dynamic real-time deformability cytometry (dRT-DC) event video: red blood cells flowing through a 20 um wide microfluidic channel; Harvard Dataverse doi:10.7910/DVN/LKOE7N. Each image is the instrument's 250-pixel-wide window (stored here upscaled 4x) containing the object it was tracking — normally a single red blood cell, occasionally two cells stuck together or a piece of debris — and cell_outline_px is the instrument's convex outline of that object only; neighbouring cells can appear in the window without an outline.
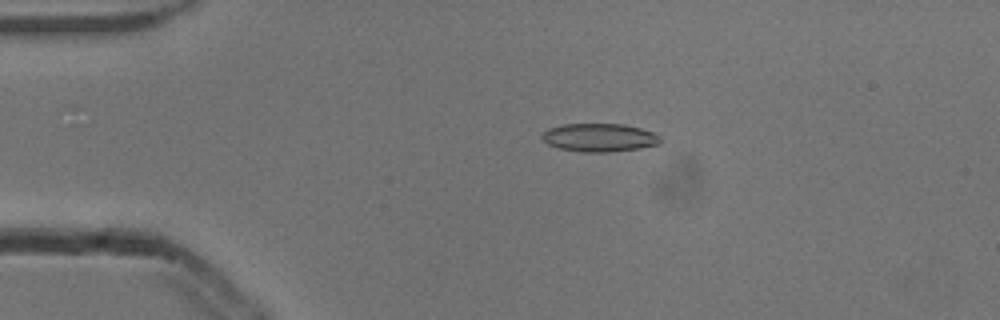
{"species": "common noctule bat (a hibernating species)", "species_latin": "Nyctalus noctula", "temperature_condition": "cold", "stored_images_in_passage": 53, "camera_frame_rate_fps": 3000, "um_per_image_px": 0.085, "animal": {"sex": "male", "body_mass_g": 13.3}, "frame": {"image": 1, "passage_image": 11, "time_ms": 3.333, "image_size_px": [1000, 320], "cell_outline_px": [[660, 144], [636, 148], [608, 152], [580, 152], [560, 148], [548, 144], [540, 136], [548, 128], [564, 124], [624, 124], [640, 128], [652, 132], [660, 136]], "centroid_in_image_um": [50.93, 11.69], "position_along_channel_um": 34.1, "area_um2": 19.31}}
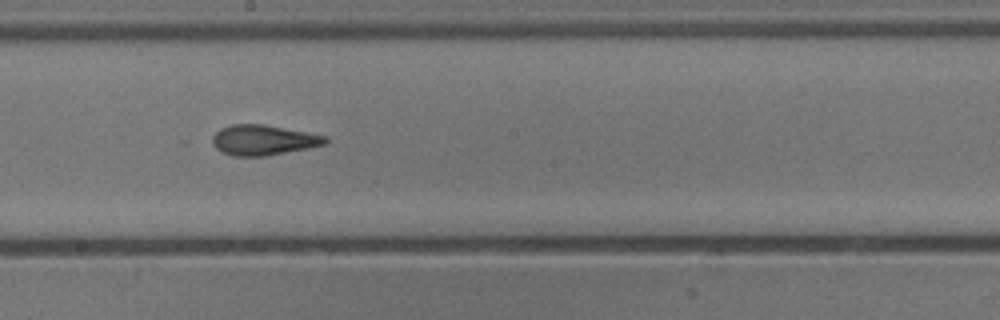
{"frame": {"image": 2, "passage_image": 29, "time_ms": 9.333, "image_size_px": [1000, 320], "cell_outline_px": [[328, 140], [324, 144], [308, 148], [264, 156], [232, 156], [220, 152], [212, 144], [212, 136], [220, 128], [232, 124], [264, 124], [328, 136]], "centroid_in_image_um": [22.35, 11.9], "position_along_channel_um": 225.9, "area_um2": 19.94}}
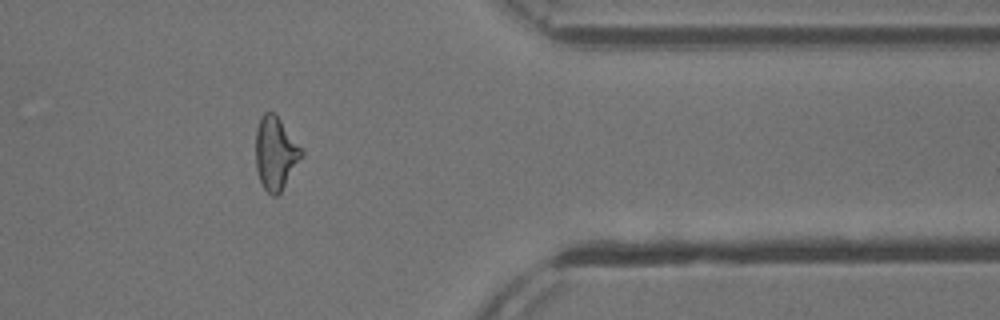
{"frame": {"image": 3, "passage_image": 43, "time_ms": 14.0, "image_size_px": [1000, 320], "cell_outline_px": [[304, 152], [280, 192], [276, 196], [272, 196], [264, 188], [260, 180], [256, 168], [256, 128], [264, 112], [272, 112], [280, 120]], "centroid_in_image_um": [23.39, 13.03], "position_along_channel_um": 388.0, "area_um2": 18.84}, "authors_computed_cell_mechanics": {"area_um2": 19.3052, "velocity_mm_per_s": 3.879, "shape_relaxation_time_tau1_ms": 4.7817, "shape_relaxation_time_tau2_ms": 1.9568, "deformation_change_tau1": 0.1712, "deformation_change_tau2": 0.1038}}